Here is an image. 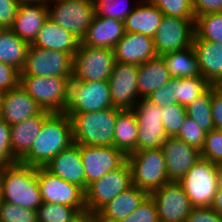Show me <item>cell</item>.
<instances>
[{"instance_id":"obj_1","label":"cell","mask_w":222,"mask_h":222,"mask_svg":"<svg viewBox=\"0 0 222 222\" xmlns=\"http://www.w3.org/2000/svg\"><path fill=\"white\" fill-rule=\"evenodd\" d=\"M74 143L71 119L66 113H53L45 122L29 152L19 161L32 167L47 164Z\"/></svg>"},{"instance_id":"obj_2","label":"cell","mask_w":222,"mask_h":222,"mask_svg":"<svg viewBox=\"0 0 222 222\" xmlns=\"http://www.w3.org/2000/svg\"><path fill=\"white\" fill-rule=\"evenodd\" d=\"M4 202L36 210L43 203L37 179V167L15 162L0 169Z\"/></svg>"},{"instance_id":"obj_3","label":"cell","mask_w":222,"mask_h":222,"mask_svg":"<svg viewBox=\"0 0 222 222\" xmlns=\"http://www.w3.org/2000/svg\"><path fill=\"white\" fill-rule=\"evenodd\" d=\"M121 109L67 114L71 119L73 141L80 146H113L115 121Z\"/></svg>"},{"instance_id":"obj_4","label":"cell","mask_w":222,"mask_h":222,"mask_svg":"<svg viewBox=\"0 0 222 222\" xmlns=\"http://www.w3.org/2000/svg\"><path fill=\"white\" fill-rule=\"evenodd\" d=\"M70 79L59 76L20 75L19 85L43 109L64 113L69 99Z\"/></svg>"},{"instance_id":"obj_5","label":"cell","mask_w":222,"mask_h":222,"mask_svg":"<svg viewBox=\"0 0 222 222\" xmlns=\"http://www.w3.org/2000/svg\"><path fill=\"white\" fill-rule=\"evenodd\" d=\"M132 185L149 195L169 182L166 162L161 148L134 151L127 155Z\"/></svg>"},{"instance_id":"obj_6","label":"cell","mask_w":222,"mask_h":222,"mask_svg":"<svg viewBox=\"0 0 222 222\" xmlns=\"http://www.w3.org/2000/svg\"><path fill=\"white\" fill-rule=\"evenodd\" d=\"M48 18L82 41L95 15L93 0H51Z\"/></svg>"},{"instance_id":"obj_7","label":"cell","mask_w":222,"mask_h":222,"mask_svg":"<svg viewBox=\"0 0 222 222\" xmlns=\"http://www.w3.org/2000/svg\"><path fill=\"white\" fill-rule=\"evenodd\" d=\"M110 85L108 81L70 80L69 99L66 114L96 112L112 108Z\"/></svg>"},{"instance_id":"obj_8","label":"cell","mask_w":222,"mask_h":222,"mask_svg":"<svg viewBox=\"0 0 222 222\" xmlns=\"http://www.w3.org/2000/svg\"><path fill=\"white\" fill-rule=\"evenodd\" d=\"M115 62L114 50L79 44L73 56V79L108 81Z\"/></svg>"},{"instance_id":"obj_9","label":"cell","mask_w":222,"mask_h":222,"mask_svg":"<svg viewBox=\"0 0 222 222\" xmlns=\"http://www.w3.org/2000/svg\"><path fill=\"white\" fill-rule=\"evenodd\" d=\"M217 164L201 158L179 181L193 207H211L217 192Z\"/></svg>"},{"instance_id":"obj_10","label":"cell","mask_w":222,"mask_h":222,"mask_svg":"<svg viewBox=\"0 0 222 222\" xmlns=\"http://www.w3.org/2000/svg\"><path fill=\"white\" fill-rule=\"evenodd\" d=\"M131 186V168L126 160L119 168L88 185L85 190L86 210L98 213L116 195Z\"/></svg>"},{"instance_id":"obj_11","label":"cell","mask_w":222,"mask_h":222,"mask_svg":"<svg viewBox=\"0 0 222 222\" xmlns=\"http://www.w3.org/2000/svg\"><path fill=\"white\" fill-rule=\"evenodd\" d=\"M20 75L73 78V57L61 51L46 50L30 44Z\"/></svg>"},{"instance_id":"obj_12","label":"cell","mask_w":222,"mask_h":222,"mask_svg":"<svg viewBox=\"0 0 222 222\" xmlns=\"http://www.w3.org/2000/svg\"><path fill=\"white\" fill-rule=\"evenodd\" d=\"M37 179L43 202L68 205L79 212L86 210L85 191L78 185L53 175L45 167L37 168Z\"/></svg>"},{"instance_id":"obj_13","label":"cell","mask_w":222,"mask_h":222,"mask_svg":"<svg viewBox=\"0 0 222 222\" xmlns=\"http://www.w3.org/2000/svg\"><path fill=\"white\" fill-rule=\"evenodd\" d=\"M195 19L163 16L153 37L158 56L186 49L193 44Z\"/></svg>"},{"instance_id":"obj_14","label":"cell","mask_w":222,"mask_h":222,"mask_svg":"<svg viewBox=\"0 0 222 222\" xmlns=\"http://www.w3.org/2000/svg\"><path fill=\"white\" fill-rule=\"evenodd\" d=\"M132 110L138 122L137 151L161 148L167 138L161 120V107L140 98Z\"/></svg>"},{"instance_id":"obj_15","label":"cell","mask_w":222,"mask_h":222,"mask_svg":"<svg viewBox=\"0 0 222 222\" xmlns=\"http://www.w3.org/2000/svg\"><path fill=\"white\" fill-rule=\"evenodd\" d=\"M149 196L155 202L159 222H186L193 207L180 182L169 181Z\"/></svg>"},{"instance_id":"obj_16","label":"cell","mask_w":222,"mask_h":222,"mask_svg":"<svg viewBox=\"0 0 222 222\" xmlns=\"http://www.w3.org/2000/svg\"><path fill=\"white\" fill-rule=\"evenodd\" d=\"M138 66L114 62L108 79L113 107L121 110L133 109L140 100L137 89Z\"/></svg>"},{"instance_id":"obj_17","label":"cell","mask_w":222,"mask_h":222,"mask_svg":"<svg viewBox=\"0 0 222 222\" xmlns=\"http://www.w3.org/2000/svg\"><path fill=\"white\" fill-rule=\"evenodd\" d=\"M80 153L88 185L119 168L127 156L114 146H80Z\"/></svg>"},{"instance_id":"obj_18","label":"cell","mask_w":222,"mask_h":222,"mask_svg":"<svg viewBox=\"0 0 222 222\" xmlns=\"http://www.w3.org/2000/svg\"><path fill=\"white\" fill-rule=\"evenodd\" d=\"M169 181L179 182L201 159V152L176 137H167L161 147Z\"/></svg>"},{"instance_id":"obj_19","label":"cell","mask_w":222,"mask_h":222,"mask_svg":"<svg viewBox=\"0 0 222 222\" xmlns=\"http://www.w3.org/2000/svg\"><path fill=\"white\" fill-rule=\"evenodd\" d=\"M115 61L140 65L157 56L152 37L125 32L114 47Z\"/></svg>"},{"instance_id":"obj_20","label":"cell","mask_w":222,"mask_h":222,"mask_svg":"<svg viewBox=\"0 0 222 222\" xmlns=\"http://www.w3.org/2000/svg\"><path fill=\"white\" fill-rule=\"evenodd\" d=\"M53 175L76 184L86 190V176L80 153V145L73 143L62 150L45 167Z\"/></svg>"},{"instance_id":"obj_21","label":"cell","mask_w":222,"mask_h":222,"mask_svg":"<svg viewBox=\"0 0 222 222\" xmlns=\"http://www.w3.org/2000/svg\"><path fill=\"white\" fill-rule=\"evenodd\" d=\"M2 120L14 125L39 115L43 109L20 86L1 94Z\"/></svg>"},{"instance_id":"obj_22","label":"cell","mask_w":222,"mask_h":222,"mask_svg":"<svg viewBox=\"0 0 222 222\" xmlns=\"http://www.w3.org/2000/svg\"><path fill=\"white\" fill-rule=\"evenodd\" d=\"M48 18L47 5L20 2L12 27L19 38L32 44Z\"/></svg>"},{"instance_id":"obj_23","label":"cell","mask_w":222,"mask_h":222,"mask_svg":"<svg viewBox=\"0 0 222 222\" xmlns=\"http://www.w3.org/2000/svg\"><path fill=\"white\" fill-rule=\"evenodd\" d=\"M124 34L125 26L123 21L94 15L87 33L80 43L90 47L113 50Z\"/></svg>"},{"instance_id":"obj_24","label":"cell","mask_w":222,"mask_h":222,"mask_svg":"<svg viewBox=\"0 0 222 222\" xmlns=\"http://www.w3.org/2000/svg\"><path fill=\"white\" fill-rule=\"evenodd\" d=\"M50 111L43 110L39 115L28 118L20 123L11 125V150L14 162H19L30 150V147L44 122L52 115Z\"/></svg>"},{"instance_id":"obj_25","label":"cell","mask_w":222,"mask_h":222,"mask_svg":"<svg viewBox=\"0 0 222 222\" xmlns=\"http://www.w3.org/2000/svg\"><path fill=\"white\" fill-rule=\"evenodd\" d=\"M80 42L72 33L47 18L31 45L46 50L66 52L73 57Z\"/></svg>"},{"instance_id":"obj_26","label":"cell","mask_w":222,"mask_h":222,"mask_svg":"<svg viewBox=\"0 0 222 222\" xmlns=\"http://www.w3.org/2000/svg\"><path fill=\"white\" fill-rule=\"evenodd\" d=\"M163 13L150 1L140 0L124 21L125 32L154 37Z\"/></svg>"},{"instance_id":"obj_27","label":"cell","mask_w":222,"mask_h":222,"mask_svg":"<svg viewBox=\"0 0 222 222\" xmlns=\"http://www.w3.org/2000/svg\"><path fill=\"white\" fill-rule=\"evenodd\" d=\"M149 196L146 191L137 186H131L126 191L116 195L99 212L101 222H118L130 215Z\"/></svg>"},{"instance_id":"obj_28","label":"cell","mask_w":222,"mask_h":222,"mask_svg":"<svg viewBox=\"0 0 222 222\" xmlns=\"http://www.w3.org/2000/svg\"><path fill=\"white\" fill-rule=\"evenodd\" d=\"M192 46L197 56L201 75L210 84L222 78V44L193 38Z\"/></svg>"},{"instance_id":"obj_29","label":"cell","mask_w":222,"mask_h":222,"mask_svg":"<svg viewBox=\"0 0 222 222\" xmlns=\"http://www.w3.org/2000/svg\"><path fill=\"white\" fill-rule=\"evenodd\" d=\"M172 77L162 56H156L138 66L137 89L140 98H147L152 92L169 83Z\"/></svg>"},{"instance_id":"obj_30","label":"cell","mask_w":222,"mask_h":222,"mask_svg":"<svg viewBox=\"0 0 222 222\" xmlns=\"http://www.w3.org/2000/svg\"><path fill=\"white\" fill-rule=\"evenodd\" d=\"M138 122L132 109L120 110L115 121L113 146L126 156L137 151Z\"/></svg>"},{"instance_id":"obj_31","label":"cell","mask_w":222,"mask_h":222,"mask_svg":"<svg viewBox=\"0 0 222 222\" xmlns=\"http://www.w3.org/2000/svg\"><path fill=\"white\" fill-rule=\"evenodd\" d=\"M29 46L28 42L19 38L10 28L0 29V62L21 72L26 63Z\"/></svg>"},{"instance_id":"obj_32","label":"cell","mask_w":222,"mask_h":222,"mask_svg":"<svg viewBox=\"0 0 222 222\" xmlns=\"http://www.w3.org/2000/svg\"><path fill=\"white\" fill-rule=\"evenodd\" d=\"M172 78H188L201 75L193 46L162 55Z\"/></svg>"},{"instance_id":"obj_33","label":"cell","mask_w":222,"mask_h":222,"mask_svg":"<svg viewBox=\"0 0 222 222\" xmlns=\"http://www.w3.org/2000/svg\"><path fill=\"white\" fill-rule=\"evenodd\" d=\"M169 85L174 91V99L184 107H187L211 87V84L202 75L188 78H171Z\"/></svg>"},{"instance_id":"obj_34","label":"cell","mask_w":222,"mask_h":222,"mask_svg":"<svg viewBox=\"0 0 222 222\" xmlns=\"http://www.w3.org/2000/svg\"><path fill=\"white\" fill-rule=\"evenodd\" d=\"M211 101L212 87L186 107L187 116L193 119L195 123L206 133L214 129L211 113Z\"/></svg>"},{"instance_id":"obj_35","label":"cell","mask_w":222,"mask_h":222,"mask_svg":"<svg viewBox=\"0 0 222 222\" xmlns=\"http://www.w3.org/2000/svg\"><path fill=\"white\" fill-rule=\"evenodd\" d=\"M194 29V38L222 44V12L196 16Z\"/></svg>"},{"instance_id":"obj_36","label":"cell","mask_w":222,"mask_h":222,"mask_svg":"<svg viewBox=\"0 0 222 222\" xmlns=\"http://www.w3.org/2000/svg\"><path fill=\"white\" fill-rule=\"evenodd\" d=\"M93 0L95 15L125 21L140 0ZM129 3V4H128ZM130 5V6H129Z\"/></svg>"},{"instance_id":"obj_37","label":"cell","mask_w":222,"mask_h":222,"mask_svg":"<svg viewBox=\"0 0 222 222\" xmlns=\"http://www.w3.org/2000/svg\"><path fill=\"white\" fill-rule=\"evenodd\" d=\"M38 222H72L79 214L75 207L43 202L37 209Z\"/></svg>"},{"instance_id":"obj_38","label":"cell","mask_w":222,"mask_h":222,"mask_svg":"<svg viewBox=\"0 0 222 222\" xmlns=\"http://www.w3.org/2000/svg\"><path fill=\"white\" fill-rule=\"evenodd\" d=\"M162 124L167 137H175L185 118L187 117L186 107L178 103H173L161 108Z\"/></svg>"},{"instance_id":"obj_39","label":"cell","mask_w":222,"mask_h":222,"mask_svg":"<svg viewBox=\"0 0 222 222\" xmlns=\"http://www.w3.org/2000/svg\"><path fill=\"white\" fill-rule=\"evenodd\" d=\"M164 16L195 19L192 0H150Z\"/></svg>"},{"instance_id":"obj_40","label":"cell","mask_w":222,"mask_h":222,"mask_svg":"<svg viewBox=\"0 0 222 222\" xmlns=\"http://www.w3.org/2000/svg\"><path fill=\"white\" fill-rule=\"evenodd\" d=\"M0 222H38V212L3 201L0 206Z\"/></svg>"},{"instance_id":"obj_41","label":"cell","mask_w":222,"mask_h":222,"mask_svg":"<svg viewBox=\"0 0 222 222\" xmlns=\"http://www.w3.org/2000/svg\"><path fill=\"white\" fill-rule=\"evenodd\" d=\"M205 135L206 132L187 116L175 137L201 151L205 143Z\"/></svg>"},{"instance_id":"obj_42","label":"cell","mask_w":222,"mask_h":222,"mask_svg":"<svg viewBox=\"0 0 222 222\" xmlns=\"http://www.w3.org/2000/svg\"><path fill=\"white\" fill-rule=\"evenodd\" d=\"M201 158L212 163H222V130L212 129L205 135Z\"/></svg>"},{"instance_id":"obj_43","label":"cell","mask_w":222,"mask_h":222,"mask_svg":"<svg viewBox=\"0 0 222 222\" xmlns=\"http://www.w3.org/2000/svg\"><path fill=\"white\" fill-rule=\"evenodd\" d=\"M118 222H159L154 200L148 196L137 209Z\"/></svg>"},{"instance_id":"obj_44","label":"cell","mask_w":222,"mask_h":222,"mask_svg":"<svg viewBox=\"0 0 222 222\" xmlns=\"http://www.w3.org/2000/svg\"><path fill=\"white\" fill-rule=\"evenodd\" d=\"M15 163L11 150V127L0 120V169Z\"/></svg>"},{"instance_id":"obj_45","label":"cell","mask_w":222,"mask_h":222,"mask_svg":"<svg viewBox=\"0 0 222 222\" xmlns=\"http://www.w3.org/2000/svg\"><path fill=\"white\" fill-rule=\"evenodd\" d=\"M20 83V72L13 66L0 62V94L7 92Z\"/></svg>"},{"instance_id":"obj_46","label":"cell","mask_w":222,"mask_h":222,"mask_svg":"<svg viewBox=\"0 0 222 222\" xmlns=\"http://www.w3.org/2000/svg\"><path fill=\"white\" fill-rule=\"evenodd\" d=\"M20 0H0V28H11L17 14Z\"/></svg>"},{"instance_id":"obj_47","label":"cell","mask_w":222,"mask_h":222,"mask_svg":"<svg viewBox=\"0 0 222 222\" xmlns=\"http://www.w3.org/2000/svg\"><path fill=\"white\" fill-rule=\"evenodd\" d=\"M186 222H222V217L211 207H192Z\"/></svg>"},{"instance_id":"obj_48","label":"cell","mask_w":222,"mask_h":222,"mask_svg":"<svg viewBox=\"0 0 222 222\" xmlns=\"http://www.w3.org/2000/svg\"><path fill=\"white\" fill-rule=\"evenodd\" d=\"M173 93L174 91L170 87L169 83H166L152 92L146 99L163 108L164 106L177 103V101L174 99Z\"/></svg>"},{"instance_id":"obj_49","label":"cell","mask_w":222,"mask_h":222,"mask_svg":"<svg viewBox=\"0 0 222 222\" xmlns=\"http://www.w3.org/2000/svg\"><path fill=\"white\" fill-rule=\"evenodd\" d=\"M195 17L202 14L222 12V0H192Z\"/></svg>"},{"instance_id":"obj_50","label":"cell","mask_w":222,"mask_h":222,"mask_svg":"<svg viewBox=\"0 0 222 222\" xmlns=\"http://www.w3.org/2000/svg\"><path fill=\"white\" fill-rule=\"evenodd\" d=\"M211 113L214 129L222 130V98L212 88Z\"/></svg>"},{"instance_id":"obj_51","label":"cell","mask_w":222,"mask_h":222,"mask_svg":"<svg viewBox=\"0 0 222 222\" xmlns=\"http://www.w3.org/2000/svg\"><path fill=\"white\" fill-rule=\"evenodd\" d=\"M72 222H101V219L98 213L85 210L79 212Z\"/></svg>"},{"instance_id":"obj_52","label":"cell","mask_w":222,"mask_h":222,"mask_svg":"<svg viewBox=\"0 0 222 222\" xmlns=\"http://www.w3.org/2000/svg\"><path fill=\"white\" fill-rule=\"evenodd\" d=\"M211 208L222 217V190H217Z\"/></svg>"},{"instance_id":"obj_53","label":"cell","mask_w":222,"mask_h":222,"mask_svg":"<svg viewBox=\"0 0 222 222\" xmlns=\"http://www.w3.org/2000/svg\"><path fill=\"white\" fill-rule=\"evenodd\" d=\"M217 173V190H222V163H218L216 167Z\"/></svg>"},{"instance_id":"obj_54","label":"cell","mask_w":222,"mask_h":222,"mask_svg":"<svg viewBox=\"0 0 222 222\" xmlns=\"http://www.w3.org/2000/svg\"><path fill=\"white\" fill-rule=\"evenodd\" d=\"M51 0H20V2H28V3H42L48 5Z\"/></svg>"},{"instance_id":"obj_55","label":"cell","mask_w":222,"mask_h":222,"mask_svg":"<svg viewBox=\"0 0 222 222\" xmlns=\"http://www.w3.org/2000/svg\"><path fill=\"white\" fill-rule=\"evenodd\" d=\"M212 88H222V78L215 80L212 84H211Z\"/></svg>"},{"instance_id":"obj_56","label":"cell","mask_w":222,"mask_h":222,"mask_svg":"<svg viewBox=\"0 0 222 222\" xmlns=\"http://www.w3.org/2000/svg\"><path fill=\"white\" fill-rule=\"evenodd\" d=\"M214 92L222 98V88H213Z\"/></svg>"},{"instance_id":"obj_57","label":"cell","mask_w":222,"mask_h":222,"mask_svg":"<svg viewBox=\"0 0 222 222\" xmlns=\"http://www.w3.org/2000/svg\"><path fill=\"white\" fill-rule=\"evenodd\" d=\"M0 120H2V99L0 94Z\"/></svg>"},{"instance_id":"obj_58","label":"cell","mask_w":222,"mask_h":222,"mask_svg":"<svg viewBox=\"0 0 222 222\" xmlns=\"http://www.w3.org/2000/svg\"><path fill=\"white\" fill-rule=\"evenodd\" d=\"M2 202H3V199H2V190H1V184H0V206Z\"/></svg>"}]
</instances>
